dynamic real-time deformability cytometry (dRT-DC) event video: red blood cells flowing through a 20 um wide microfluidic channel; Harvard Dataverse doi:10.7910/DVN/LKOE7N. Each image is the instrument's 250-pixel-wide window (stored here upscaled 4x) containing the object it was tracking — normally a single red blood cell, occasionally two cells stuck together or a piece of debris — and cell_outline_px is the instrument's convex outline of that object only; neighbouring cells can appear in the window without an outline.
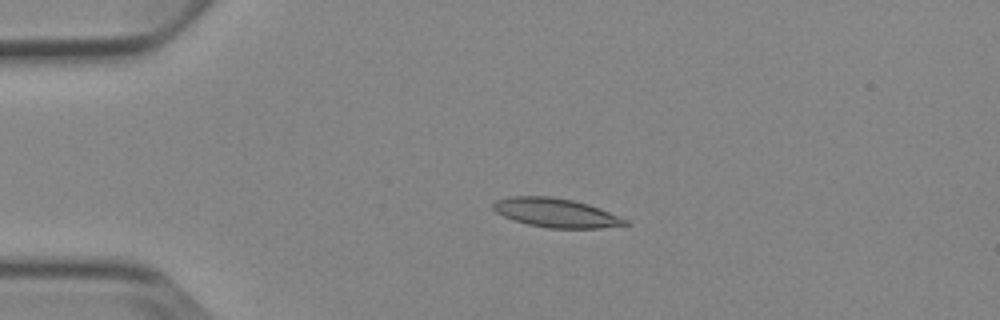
{"species": "Egyptian fruit bat (a non-hibernating species)", "species_latin": "Rousettus aegyptiacus", "temperature_condition": "cold", "stored_images_in_passage": 2, "camera_frame_rate_fps": 3000, "um_per_image_px": 0.085, "animal": {"sex": "female"}, "frame": {"image": 1, "passage_image": 1, "time_ms": 0.0, "image_size_px": [1000, 320], "cell_outline_px": [[632, 224], [600, 228], [548, 228], [528, 224], [512, 220], [496, 212], [492, 208], [492, 204], [496, 200], [508, 196], [552, 196], [572, 200], [588, 204], [600, 208], [620, 216], [628, 220]], "centroid_in_image_um": [47.26, 18.08], "position_along_channel_um": 37.7, "area_um2": 22.48}}